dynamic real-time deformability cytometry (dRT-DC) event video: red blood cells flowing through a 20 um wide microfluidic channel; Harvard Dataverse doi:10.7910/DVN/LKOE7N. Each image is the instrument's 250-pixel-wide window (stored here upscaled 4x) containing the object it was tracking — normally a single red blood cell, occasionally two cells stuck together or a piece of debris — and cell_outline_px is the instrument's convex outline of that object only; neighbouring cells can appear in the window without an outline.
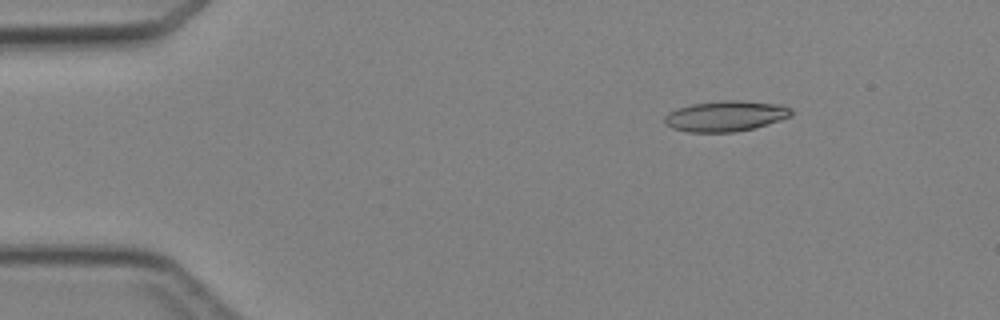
{"species": "Egyptian fruit bat (a non-hibernating species)", "species_latin": "Rousettus aegyptiacus", "temperature_condition": "cold", "stored_images_in_passage": 4, "camera_frame_rate_fps": 3000, "um_per_image_px": 0.085, "animal": {"sex": "female"}, "frame": {"image": 1, "passage_image": 3, "time_ms": 2.0, "image_size_px": [1000, 320], "cell_outline_px": [[792, 116], [780, 120], [752, 128], [736, 132], [688, 132], [672, 128], [664, 124], [664, 116], [668, 112], [676, 108], [692, 104], [724, 100], [740, 100], [784, 104], [792, 108]], "centroid_in_image_um": [61.68, 9.85], "position_along_channel_um": 23.3, "area_um2": 22.83}}
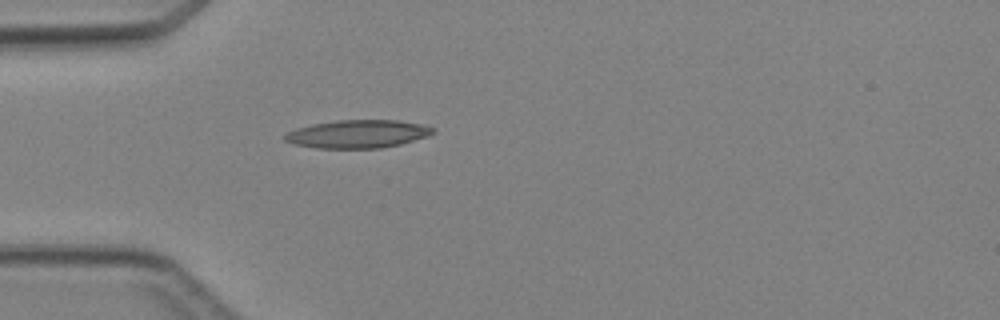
{"frame": {"image": 2, "passage_image": 4, "time_ms": 4.333, "image_size_px": [1000, 320], "cell_outline_px": [[436, 132], [428, 136], [400, 144], [380, 148], [316, 148], [292, 144], [284, 140], [284, 136], [288, 132], [296, 128], [312, 124], [336, 120], [396, 120], [420, 124], [436, 128]], "centroid_in_image_um": [30.4, 11.39], "position_along_channel_um": 54.6, "area_um2": 24.28}}